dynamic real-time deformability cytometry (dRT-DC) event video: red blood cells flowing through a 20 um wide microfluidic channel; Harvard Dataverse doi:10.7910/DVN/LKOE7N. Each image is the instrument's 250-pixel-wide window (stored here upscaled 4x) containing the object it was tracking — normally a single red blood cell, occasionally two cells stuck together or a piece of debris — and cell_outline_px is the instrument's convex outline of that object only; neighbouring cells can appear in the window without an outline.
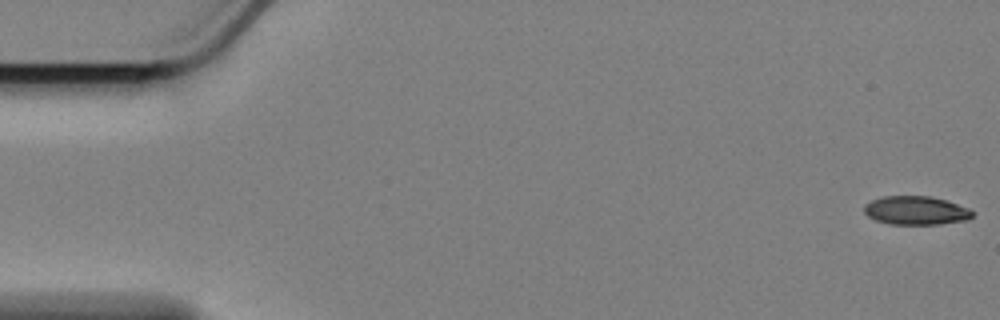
{"species": "Egyptian fruit bat (a non-hibernating species)", "species_latin": "Rousettus aegyptiacus", "temperature_condition": "cold", "stored_images_in_passage": 58, "camera_frame_rate_fps": 3000, "um_per_image_px": 0.085, "animal": {"sex": "female"}, "frame": {"image": 1, "passage_image": 1, "time_ms": 0.0, "image_size_px": [1000, 320], "cell_outline_px": [[972, 216], [964, 220], [940, 224], [888, 224], [876, 220], [868, 216], [864, 212], [864, 204], [872, 200], [884, 196], [932, 196], [948, 200], [968, 208], [972, 212]], "centroid_in_image_um": [77.83, 17.88], "position_along_channel_um": 7.2, "area_um2": 18.03}}
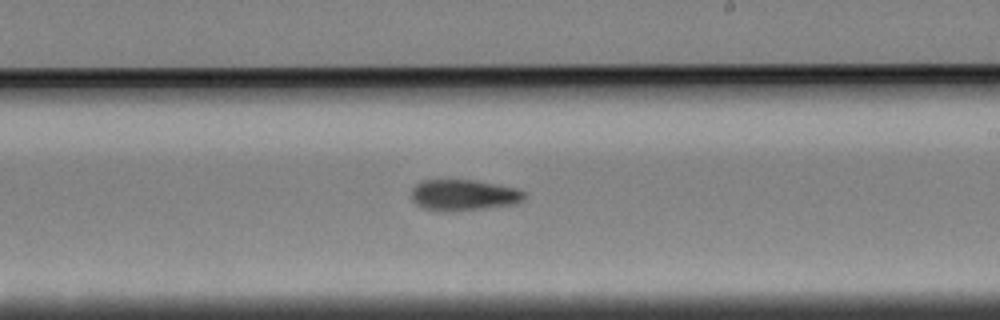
{"frame": {"image": 2, "passage_image": 34, "time_ms": 11.0, "image_size_px": [1000, 320], "cell_outline_px": [[524, 196], [520, 200], [512, 204], [456, 212], [444, 212], [424, 208], [416, 204], [412, 200], [412, 188], [416, 184], [424, 180], [472, 180], [516, 188], [524, 192]], "centroid_in_image_um": [39.34, 16.59], "position_along_channel_um": 249.7, "area_um2": 20.23}}
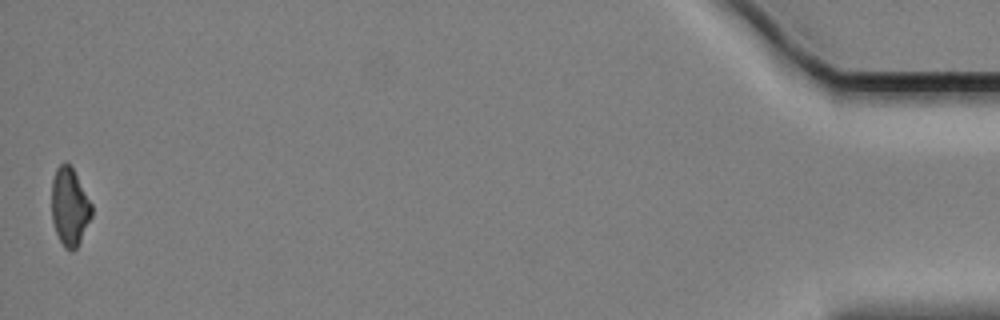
{"frame": {"image": 3, "passage_image": 58, "time_ms": 19.0, "image_size_px": [1000, 320], "cell_outline_px": [[92, 216], [76, 248], [72, 252], [64, 248], [56, 232], [52, 220], [52, 180], [56, 168], [64, 160], [72, 168], [92, 204]], "centroid_in_image_um": [5.91, 17.58], "position_along_channel_um": 429.3, "area_um2": 18.03}, "authors_computed_cell_mechanics": {"area_um2": 19.6809, "velocity_mm_per_s": 3.4115, "shape_relaxation_time_tau1_ms": 3.3348, "shape_relaxation_time_tau2_ms": null, "deformation_change_tau1": 0.1282, "deformation_change_tau2": null}}